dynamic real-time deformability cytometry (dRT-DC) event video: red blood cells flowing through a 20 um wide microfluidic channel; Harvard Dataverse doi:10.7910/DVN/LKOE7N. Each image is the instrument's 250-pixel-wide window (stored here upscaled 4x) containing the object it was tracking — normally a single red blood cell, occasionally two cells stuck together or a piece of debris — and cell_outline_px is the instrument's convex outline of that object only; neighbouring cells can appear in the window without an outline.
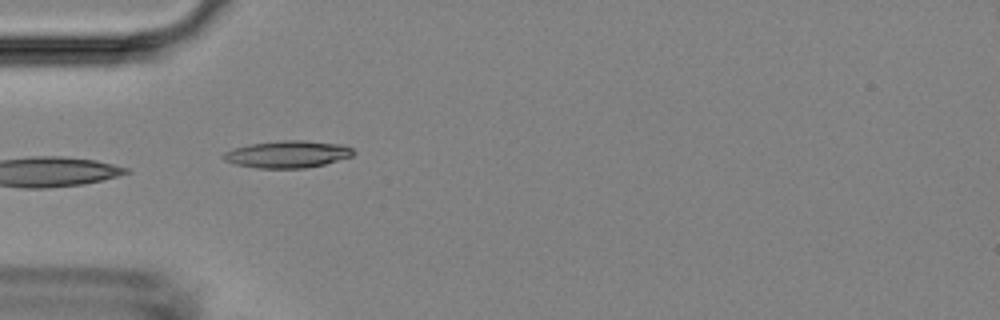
{"species": "Egyptian fruit bat (a non-hibernating species)", "species_latin": "Rousettus aegyptiacus", "temperature_condition": "room temperature", "stored_images_in_passage": 5, "camera_frame_rate_fps": 3000, "um_per_image_px": 0.085, "animal": {"sex": "female"}, "frame": {"image": 1, "passage_image": 4, "time_ms": 3.333, "image_size_px": [1000, 320], "cell_outline_px": [[356, 152], [352, 156], [324, 164], [304, 168], [256, 168], [236, 164], [224, 160], [220, 156], [224, 152], [232, 148], [252, 144], [284, 140], [304, 140], [340, 144], [352, 148]], "centroid_in_image_um": [24.42, 13.11], "position_along_channel_um": 60.6, "area_um2": 20.46}}